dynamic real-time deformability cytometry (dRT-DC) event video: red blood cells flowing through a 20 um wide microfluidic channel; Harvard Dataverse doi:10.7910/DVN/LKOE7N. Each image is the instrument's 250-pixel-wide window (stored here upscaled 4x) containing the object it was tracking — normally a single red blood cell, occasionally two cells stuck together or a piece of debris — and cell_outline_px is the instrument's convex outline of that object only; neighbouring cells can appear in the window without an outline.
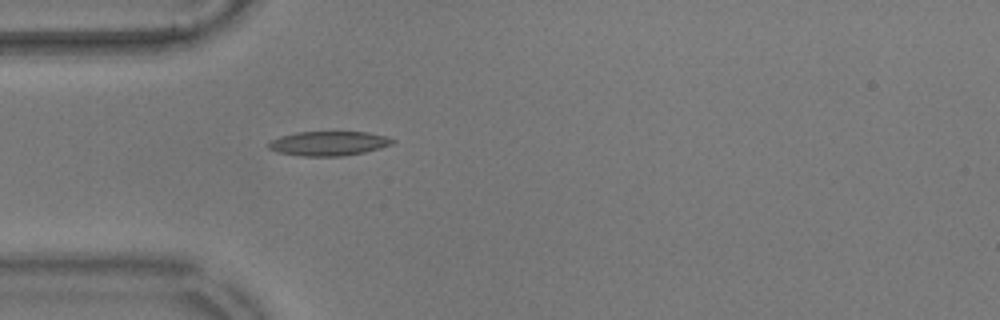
{"species": "common noctule bat (a hibernating species)", "species_latin": "Nyctalus noctula", "temperature_condition": "warm", "stored_images_in_passage": 41, "camera_frame_rate_fps": 3000, "um_per_image_px": 0.085, "animal": {"sex": "male", "body_mass_g": 17.9}, "frame": {"image": 1, "passage_image": 1, "time_ms": 0.0, "image_size_px": [1000, 320], "cell_outline_px": [[396, 140], [392, 144], [380, 148], [364, 152], [344, 156], [300, 156], [276, 152], [268, 148], [268, 144], [272, 140], [280, 136], [296, 132], [368, 132], [384, 136]], "centroid_in_image_um": [27.91, 12.19], "position_along_channel_um": 57.1, "area_um2": 17.63}}
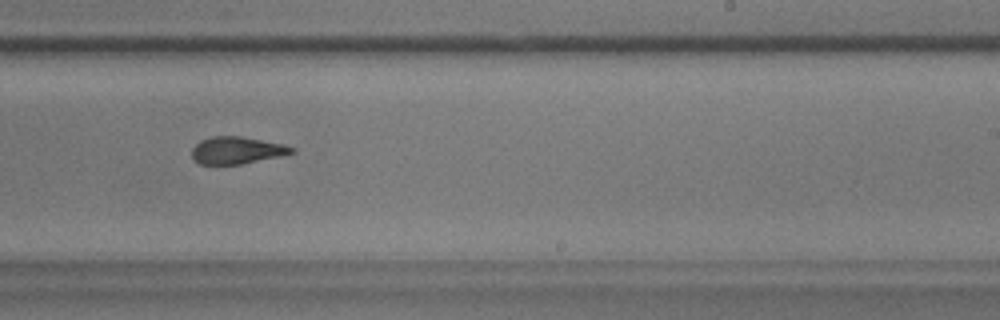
{"frame": {"image": 2, "passage_image": 19, "time_ms": 6.0, "image_size_px": [1000, 320], "cell_outline_px": [[296, 152], [280, 156], [240, 164], [200, 164], [192, 160], [192, 148], [200, 140], [212, 136], [240, 136], [284, 144], [296, 148]], "centroid_in_image_um": [20.12, 12.77], "position_along_channel_um": 268.9, "area_um2": 15.84}}
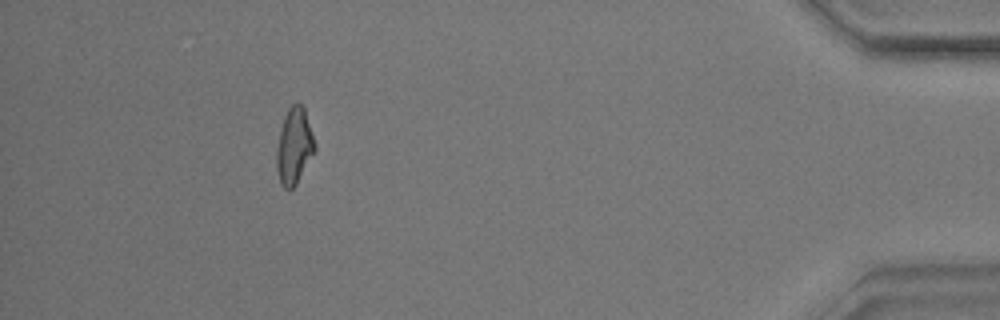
{"frame": {"image": 3, "passage_image": 36, "time_ms": 11.667, "image_size_px": [1000, 320], "cell_outline_px": [[316, 148], [296, 184], [288, 192], [280, 184], [276, 168], [276, 148], [280, 128], [284, 116], [288, 108], [296, 100], [304, 108], [316, 144]], "centroid_in_image_um": [24.98, 12.42], "position_along_channel_um": 410.2, "area_um2": 17.11}, "authors_computed_cell_mechanics": {"area_um2": 16.6464, "velocity_mm_per_s": 3.5688, "shape_relaxation_time_tau1_ms": 10.3302, "shape_relaxation_time_tau2_ms": 2.8909, "deformation_change_tau1": 0.2486, "deformation_change_tau2": 0.1025}}